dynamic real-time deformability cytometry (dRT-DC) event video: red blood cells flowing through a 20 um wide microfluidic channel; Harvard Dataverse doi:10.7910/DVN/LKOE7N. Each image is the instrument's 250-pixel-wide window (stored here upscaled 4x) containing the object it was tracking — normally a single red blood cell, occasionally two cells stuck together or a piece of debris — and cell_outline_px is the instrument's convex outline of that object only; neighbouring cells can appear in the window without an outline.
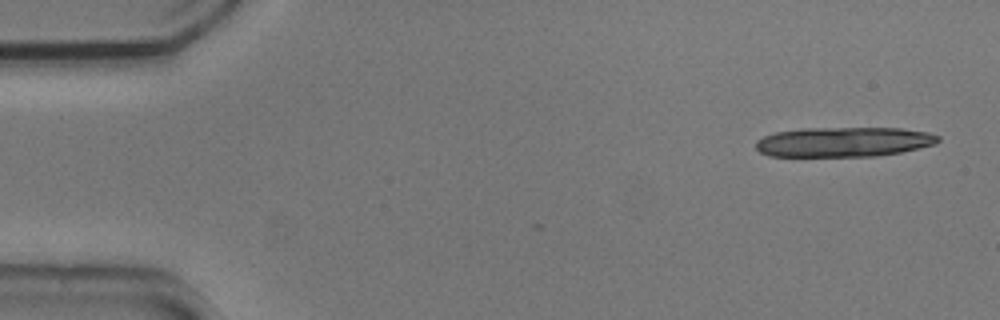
{"species": "common noctule bat (a hibernating species)", "species_latin": "Nyctalus noctula", "temperature_condition": "cold", "stored_images_in_passage": 2, "camera_frame_rate_fps": 3000, "um_per_image_px": 0.085, "animal": {"sex": "male", "body_mass_g": 20.5, "forearm_length_mm": 52.5}, "frame": {"image": 1, "passage_image": 2, "time_ms": 0.333, "image_size_px": [1000, 320], "cell_outline_px": [[940, 140], [936, 144], [900, 152], [876, 156], [768, 156], [760, 152], [756, 148], [756, 140], [764, 136], [776, 132], [800, 128], [900, 128], [928, 132], [940, 136]], "centroid_in_image_um": [71.71, 12.06], "position_along_channel_um": 13.3, "area_um2": 31.73}}